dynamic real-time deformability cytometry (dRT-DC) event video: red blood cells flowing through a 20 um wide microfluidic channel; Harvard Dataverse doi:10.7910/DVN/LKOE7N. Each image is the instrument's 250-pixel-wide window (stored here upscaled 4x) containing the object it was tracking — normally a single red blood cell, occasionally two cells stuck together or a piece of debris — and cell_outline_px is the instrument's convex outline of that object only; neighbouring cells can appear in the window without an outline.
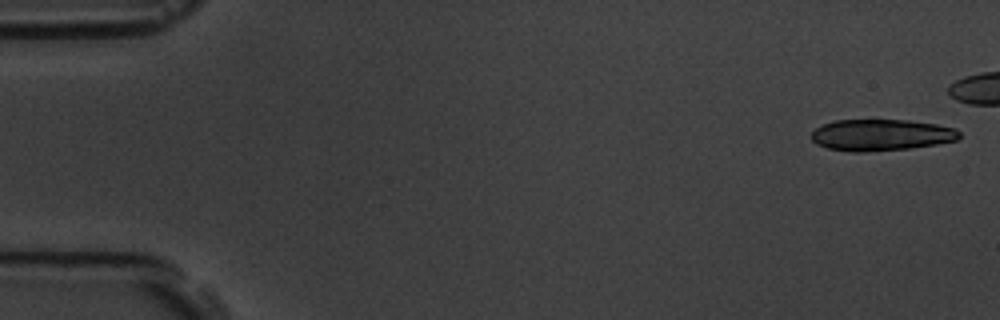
{"species": "common noctule bat (a hibernating species)", "species_latin": "Nyctalus noctula", "temperature_condition": "room temperature", "stored_images_in_passage": 13, "camera_frame_rate_fps": 3000, "um_per_image_px": 0.085, "animal": {"sex": "male", "body_mass_g": 19.5, "forearm_length_mm": 54.6}, "frame": {"image": 1, "passage_image": 1, "time_ms": 0.0, "image_size_px": [1000, 320], "cell_outline_px": [[960, 136], [956, 140], [936, 144], [908, 148], [864, 152], [852, 152], [828, 148], [816, 144], [812, 140], [812, 132], [816, 128], [824, 124], [836, 120], [908, 120], [936, 124], [956, 128], [960, 132]], "centroid_in_image_um": [74.9, 11.47], "position_along_channel_um": 10.1, "area_um2": 26.99}}